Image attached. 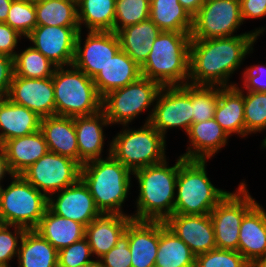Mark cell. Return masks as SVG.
Returning a JSON list of instances; mask_svg holds the SVG:
<instances>
[{
  "instance_id": "6da1fadb",
  "label": "cell",
  "mask_w": 266,
  "mask_h": 267,
  "mask_svg": "<svg viewBox=\"0 0 266 267\" xmlns=\"http://www.w3.org/2000/svg\"><path fill=\"white\" fill-rule=\"evenodd\" d=\"M257 35L191 39L189 84L231 87L230 79L246 55L253 53ZM232 74V75H231ZM231 76V77H230ZM230 82V83H229Z\"/></svg>"
},
{
  "instance_id": "7a4b0ae2",
  "label": "cell",
  "mask_w": 266,
  "mask_h": 267,
  "mask_svg": "<svg viewBox=\"0 0 266 267\" xmlns=\"http://www.w3.org/2000/svg\"><path fill=\"white\" fill-rule=\"evenodd\" d=\"M133 176L139 188L136 211L131 215L134 220L165 221L173 215L178 158L173 166L166 159L134 171Z\"/></svg>"
},
{
  "instance_id": "3957f363",
  "label": "cell",
  "mask_w": 266,
  "mask_h": 267,
  "mask_svg": "<svg viewBox=\"0 0 266 267\" xmlns=\"http://www.w3.org/2000/svg\"><path fill=\"white\" fill-rule=\"evenodd\" d=\"M106 158L88 161L81 166V179L88 186L100 213L122 214L131 185V172L111 153V143Z\"/></svg>"
},
{
  "instance_id": "277c9868",
  "label": "cell",
  "mask_w": 266,
  "mask_h": 267,
  "mask_svg": "<svg viewBox=\"0 0 266 267\" xmlns=\"http://www.w3.org/2000/svg\"><path fill=\"white\" fill-rule=\"evenodd\" d=\"M190 41V33L162 31L140 67L141 76L162 87L188 84Z\"/></svg>"
},
{
  "instance_id": "5b68a950",
  "label": "cell",
  "mask_w": 266,
  "mask_h": 267,
  "mask_svg": "<svg viewBox=\"0 0 266 267\" xmlns=\"http://www.w3.org/2000/svg\"><path fill=\"white\" fill-rule=\"evenodd\" d=\"M207 160L178 157L173 214L205 215L228 194L229 191L216 188L207 176Z\"/></svg>"
},
{
  "instance_id": "8992f818",
  "label": "cell",
  "mask_w": 266,
  "mask_h": 267,
  "mask_svg": "<svg viewBox=\"0 0 266 267\" xmlns=\"http://www.w3.org/2000/svg\"><path fill=\"white\" fill-rule=\"evenodd\" d=\"M56 115L89 116L102 110L93 79L73 64L56 67L52 76Z\"/></svg>"
},
{
  "instance_id": "52a82bcc",
  "label": "cell",
  "mask_w": 266,
  "mask_h": 267,
  "mask_svg": "<svg viewBox=\"0 0 266 267\" xmlns=\"http://www.w3.org/2000/svg\"><path fill=\"white\" fill-rule=\"evenodd\" d=\"M111 143V155L131 172L164 162L166 138L150 123L140 128L123 125Z\"/></svg>"
},
{
  "instance_id": "ba28073f",
  "label": "cell",
  "mask_w": 266,
  "mask_h": 267,
  "mask_svg": "<svg viewBox=\"0 0 266 267\" xmlns=\"http://www.w3.org/2000/svg\"><path fill=\"white\" fill-rule=\"evenodd\" d=\"M1 188L0 216L4 224L35 229L48 208V198L22 175H12Z\"/></svg>"
},
{
  "instance_id": "9c48e42d",
  "label": "cell",
  "mask_w": 266,
  "mask_h": 267,
  "mask_svg": "<svg viewBox=\"0 0 266 267\" xmlns=\"http://www.w3.org/2000/svg\"><path fill=\"white\" fill-rule=\"evenodd\" d=\"M161 88L159 83L141 76L137 81L105 95L102 98V110L111 125L117 123L123 126L129 125L143 112L151 109L145 119V123H150Z\"/></svg>"
},
{
  "instance_id": "30bf717a",
  "label": "cell",
  "mask_w": 266,
  "mask_h": 267,
  "mask_svg": "<svg viewBox=\"0 0 266 267\" xmlns=\"http://www.w3.org/2000/svg\"><path fill=\"white\" fill-rule=\"evenodd\" d=\"M243 25L240 0H205L193 16L191 39H212L236 35H263L265 27L235 34Z\"/></svg>"
},
{
  "instance_id": "8fae6325",
  "label": "cell",
  "mask_w": 266,
  "mask_h": 267,
  "mask_svg": "<svg viewBox=\"0 0 266 267\" xmlns=\"http://www.w3.org/2000/svg\"><path fill=\"white\" fill-rule=\"evenodd\" d=\"M256 203L243 180L235 191L228 192L210 212L217 249L238 251L242 219Z\"/></svg>"
},
{
  "instance_id": "7c38bea8",
  "label": "cell",
  "mask_w": 266,
  "mask_h": 267,
  "mask_svg": "<svg viewBox=\"0 0 266 267\" xmlns=\"http://www.w3.org/2000/svg\"><path fill=\"white\" fill-rule=\"evenodd\" d=\"M21 175L49 198L81 178V165L69 157L48 151Z\"/></svg>"
},
{
  "instance_id": "4fadbf2b",
  "label": "cell",
  "mask_w": 266,
  "mask_h": 267,
  "mask_svg": "<svg viewBox=\"0 0 266 267\" xmlns=\"http://www.w3.org/2000/svg\"><path fill=\"white\" fill-rule=\"evenodd\" d=\"M150 124L165 138L167 130L173 128H182L187 133L193 124L192 84L163 86L157 95Z\"/></svg>"
},
{
  "instance_id": "5bb4252c",
  "label": "cell",
  "mask_w": 266,
  "mask_h": 267,
  "mask_svg": "<svg viewBox=\"0 0 266 267\" xmlns=\"http://www.w3.org/2000/svg\"><path fill=\"white\" fill-rule=\"evenodd\" d=\"M82 34L77 35L73 65L93 79L121 49L120 42L113 31H88L83 43Z\"/></svg>"
},
{
  "instance_id": "9a60e30c",
  "label": "cell",
  "mask_w": 266,
  "mask_h": 267,
  "mask_svg": "<svg viewBox=\"0 0 266 267\" xmlns=\"http://www.w3.org/2000/svg\"><path fill=\"white\" fill-rule=\"evenodd\" d=\"M80 27L37 25L26 37L56 67L73 64Z\"/></svg>"
},
{
  "instance_id": "2e32d148",
  "label": "cell",
  "mask_w": 266,
  "mask_h": 267,
  "mask_svg": "<svg viewBox=\"0 0 266 267\" xmlns=\"http://www.w3.org/2000/svg\"><path fill=\"white\" fill-rule=\"evenodd\" d=\"M7 98L15 104L32 110L41 118L56 115L52 77L13 76Z\"/></svg>"
},
{
  "instance_id": "e0dca14e",
  "label": "cell",
  "mask_w": 266,
  "mask_h": 267,
  "mask_svg": "<svg viewBox=\"0 0 266 267\" xmlns=\"http://www.w3.org/2000/svg\"><path fill=\"white\" fill-rule=\"evenodd\" d=\"M48 208L56 215L79 222L85 227L101 214L88 186L81 178L75 184L51 195L48 198Z\"/></svg>"
},
{
  "instance_id": "ac0fdd59",
  "label": "cell",
  "mask_w": 266,
  "mask_h": 267,
  "mask_svg": "<svg viewBox=\"0 0 266 267\" xmlns=\"http://www.w3.org/2000/svg\"><path fill=\"white\" fill-rule=\"evenodd\" d=\"M164 223L187 244L195 256L217 248L210 214H173Z\"/></svg>"
},
{
  "instance_id": "d6986e66",
  "label": "cell",
  "mask_w": 266,
  "mask_h": 267,
  "mask_svg": "<svg viewBox=\"0 0 266 267\" xmlns=\"http://www.w3.org/2000/svg\"><path fill=\"white\" fill-rule=\"evenodd\" d=\"M125 233L129 239L132 267H155L159 245V221L132 219Z\"/></svg>"
},
{
  "instance_id": "ffe728a7",
  "label": "cell",
  "mask_w": 266,
  "mask_h": 267,
  "mask_svg": "<svg viewBox=\"0 0 266 267\" xmlns=\"http://www.w3.org/2000/svg\"><path fill=\"white\" fill-rule=\"evenodd\" d=\"M189 146L181 156L190 160H207L225 147L230 138L220 124L213 118L193 123L188 132Z\"/></svg>"
},
{
  "instance_id": "44dd1931",
  "label": "cell",
  "mask_w": 266,
  "mask_h": 267,
  "mask_svg": "<svg viewBox=\"0 0 266 267\" xmlns=\"http://www.w3.org/2000/svg\"><path fill=\"white\" fill-rule=\"evenodd\" d=\"M74 125L79 149V164L100 159L103 156L104 127H108L109 120L103 110L89 116L74 117Z\"/></svg>"
},
{
  "instance_id": "7402d4cb",
  "label": "cell",
  "mask_w": 266,
  "mask_h": 267,
  "mask_svg": "<svg viewBox=\"0 0 266 267\" xmlns=\"http://www.w3.org/2000/svg\"><path fill=\"white\" fill-rule=\"evenodd\" d=\"M238 252L251 265L266 255V211L258 202L242 219Z\"/></svg>"
},
{
  "instance_id": "603a6c76",
  "label": "cell",
  "mask_w": 266,
  "mask_h": 267,
  "mask_svg": "<svg viewBox=\"0 0 266 267\" xmlns=\"http://www.w3.org/2000/svg\"><path fill=\"white\" fill-rule=\"evenodd\" d=\"M132 219L131 215L101 213L86 226L85 238L97 260L115 246Z\"/></svg>"
},
{
  "instance_id": "cb8c5ba5",
  "label": "cell",
  "mask_w": 266,
  "mask_h": 267,
  "mask_svg": "<svg viewBox=\"0 0 266 267\" xmlns=\"http://www.w3.org/2000/svg\"><path fill=\"white\" fill-rule=\"evenodd\" d=\"M141 77L140 66L123 50H119L93 78L101 98L109 92L137 81Z\"/></svg>"
},
{
  "instance_id": "d4e9b609",
  "label": "cell",
  "mask_w": 266,
  "mask_h": 267,
  "mask_svg": "<svg viewBox=\"0 0 266 267\" xmlns=\"http://www.w3.org/2000/svg\"><path fill=\"white\" fill-rule=\"evenodd\" d=\"M1 147L4 150L6 160L13 175H21L49 151L40 130L7 140Z\"/></svg>"
},
{
  "instance_id": "484cf974",
  "label": "cell",
  "mask_w": 266,
  "mask_h": 267,
  "mask_svg": "<svg viewBox=\"0 0 266 267\" xmlns=\"http://www.w3.org/2000/svg\"><path fill=\"white\" fill-rule=\"evenodd\" d=\"M40 131L50 152L69 157L79 163L74 117L54 115L41 118Z\"/></svg>"
},
{
  "instance_id": "4316f807",
  "label": "cell",
  "mask_w": 266,
  "mask_h": 267,
  "mask_svg": "<svg viewBox=\"0 0 266 267\" xmlns=\"http://www.w3.org/2000/svg\"><path fill=\"white\" fill-rule=\"evenodd\" d=\"M41 117L35 112L0 98V146L7 140L22 137L40 130Z\"/></svg>"
},
{
  "instance_id": "83f0119b",
  "label": "cell",
  "mask_w": 266,
  "mask_h": 267,
  "mask_svg": "<svg viewBox=\"0 0 266 267\" xmlns=\"http://www.w3.org/2000/svg\"><path fill=\"white\" fill-rule=\"evenodd\" d=\"M214 119L229 137L233 136L232 134L245 137L244 95L237 86H219Z\"/></svg>"
},
{
  "instance_id": "f1b7e54d",
  "label": "cell",
  "mask_w": 266,
  "mask_h": 267,
  "mask_svg": "<svg viewBox=\"0 0 266 267\" xmlns=\"http://www.w3.org/2000/svg\"><path fill=\"white\" fill-rule=\"evenodd\" d=\"M162 30L149 18L135 25H130L116 34L121 50L127 53L140 67L147 60L155 38Z\"/></svg>"
},
{
  "instance_id": "f546056e",
  "label": "cell",
  "mask_w": 266,
  "mask_h": 267,
  "mask_svg": "<svg viewBox=\"0 0 266 267\" xmlns=\"http://www.w3.org/2000/svg\"><path fill=\"white\" fill-rule=\"evenodd\" d=\"M34 230L60 251L83 239L86 227L79 222L58 216L47 208Z\"/></svg>"
},
{
  "instance_id": "4dcf8cb0",
  "label": "cell",
  "mask_w": 266,
  "mask_h": 267,
  "mask_svg": "<svg viewBox=\"0 0 266 267\" xmlns=\"http://www.w3.org/2000/svg\"><path fill=\"white\" fill-rule=\"evenodd\" d=\"M17 260L18 267H58V250L34 229L26 230Z\"/></svg>"
},
{
  "instance_id": "1f68e13d",
  "label": "cell",
  "mask_w": 266,
  "mask_h": 267,
  "mask_svg": "<svg viewBox=\"0 0 266 267\" xmlns=\"http://www.w3.org/2000/svg\"><path fill=\"white\" fill-rule=\"evenodd\" d=\"M196 256L187 244L159 221V245L155 267H195Z\"/></svg>"
},
{
  "instance_id": "d6a6232c",
  "label": "cell",
  "mask_w": 266,
  "mask_h": 267,
  "mask_svg": "<svg viewBox=\"0 0 266 267\" xmlns=\"http://www.w3.org/2000/svg\"><path fill=\"white\" fill-rule=\"evenodd\" d=\"M149 18L162 31L191 33L193 17L178 0H150Z\"/></svg>"
},
{
  "instance_id": "836d02e7",
  "label": "cell",
  "mask_w": 266,
  "mask_h": 267,
  "mask_svg": "<svg viewBox=\"0 0 266 267\" xmlns=\"http://www.w3.org/2000/svg\"><path fill=\"white\" fill-rule=\"evenodd\" d=\"M116 0H77V16L80 30L113 31Z\"/></svg>"
},
{
  "instance_id": "e575fe53",
  "label": "cell",
  "mask_w": 266,
  "mask_h": 267,
  "mask_svg": "<svg viewBox=\"0 0 266 267\" xmlns=\"http://www.w3.org/2000/svg\"><path fill=\"white\" fill-rule=\"evenodd\" d=\"M35 10L37 25L79 27L77 0H39Z\"/></svg>"
},
{
  "instance_id": "d590c367",
  "label": "cell",
  "mask_w": 266,
  "mask_h": 267,
  "mask_svg": "<svg viewBox=\"0 0 266 267\" xmlns=\"http://www.w3.org/2000/svg\"><path fill=\"white\" fill-rule=\"evenodd\" d=\"M55 68L49 59L32 46L17 51L14 57V76L48 78L53 76Z\"/></svg>"
},
{
  "instance_id": "8d00e7d4",
  "label": "cell",
  "mask_w": 266,
  "mask_h": 267,
  "mask_svg": "<svg viewBox=\"0 0 266 267\" xmlns=\"http://www.w3.org/2000/svg\"><path fill=\"white\" fill-rule=\"evenodd\" d=\"M240 91L244 95L245 136L265 131L266 92Z\"/></svg>"
},
{
  "instance_id": "74e56055",
  "label": "cell",
  "mask_w": 266,
  "mask_h": 267,
  "mask_svg": "<svg viewBox=\"0 0 266 267\" xmlns=\"http://www.w3.org/2000/svg\"><path fill=\"white\" fill-rule=\"evenodd\" d=\"M114 32L149 19L150 0H116Z\"/></svg>"
},
{
  "instance_id": "f35d334b",
  "label": "cell",
  "mask_w": 266,
  "mask_h": 267,
  "mask_svg": "<svg viewBox=\"0 0 266 267\" xmlns=\"http://www.w3.org/2000/svg\"><path fill=\"white\" fill-rule=\"evenodd\" d=\"M218 96L219 86L192 85L193 123L214 118Z\"/></svg>"
},
{
  "instance_id": "ab89813d",
  "label": "cell",
  "mask_w": 266,
  "mask_h": 267,
  "mask_svg": "<svg viewBox=\"0 0 266 267\" xmlns=\"http://www.w3.org/2000/svg\"><path fill=\"white\" fill-rule=\"evenodd\" d=\"M5 23L26 39L37 26L35 2L13 0Z\"/></svg>"
},
{
  "instance_id": "60d3db41",
  "label": "cell",
  "mask_w": 266,
  "mask_h": 267,
  "mask_svg": "<svg viewBox=\"0 0 266 267\" xmlns=\"http://www.w3.org/2000/svg\"><path fill=\"white\" fill-rule=\"evenodd\" d=\"M195 267H251L235 250L214 249L196 256Z\"/></svg>"
},
{
  "instance_id": "b9f144b4",
  "label": "cell",
  "mask_w": 266,
  "mask_h": 267,
  "mask_svg": "<svg viewBox=\"0 0 266 267\" xmlns=\"http://www.w3.org/2000/svg\"><path fill=\"white\" fill-rule=\"evenodd\" d=\"M25 231V228L15 225L3 224L0 227V266L12 267L10 262L13 261V257L18 256L19 245Z\"/></svg>"
},
{
  "instance_id": "7bdbcfd3",
  "label": "cell",
  "mask_w": 266,
  "mask_h": 267,
  "mask_svg": "<svg viewBox=\"0 0 266 267\" xmlns=\"http://www.w3.org/2000/svg\"><path fill=\"white\" fill-rule=\"evenodd\" d=\"M93 254L91 247L87 239H83L71 244L70 246L58 251V267H75L83 264H89L92 262H98L93 260Z\"/></svg>"
},
{
  "instance_id": "ee69618b",
  "label": "cell",
  "mask_w": 266,
  "mask_h": 267,
  "mask_svg": "<svg viewBox=\"0 0 266 267\" xmlns=\"http://www.w3.org/2000/svg\"><path fill=\"white\" fill-rule=\"evenodd\" d=\"M97 261L99 267H132L128 235L124 232L115 246Z\"/></svg>"
},
{
  "instance_id": "f6af8a7d",
  "label": "cell",
  "mask_w": 266,
  "mask_h": 267,
  "mask_svg": "<svg viewBox=\"0 0 266 267\" xmlns=\"http://www.w3.org/2000/svg\"><path fill=\"white\" fill-rule=\"evenodd\" d=\"M245 69L242 73V87H238V83L235 86L239 90L266 92V65L254 64Z\"/></svg>"
},
{
  "instance_id": "bcb514c9",
  "label": "cell",
  "mask_w": 266,
  "mask_h": 267,
  "mask_svg": "<svg viewBox=\"0 0 266 267\" xmlns=\"http://www.w3.org/2000/svg\"><path fill=\"white\" fill-rule=\"evenodd\" d=\"M21 38L25 37L5 22H0V54L14 58L16 55L15 49H18V42Z\"/></svg>"
},
{
  "instance_id": "7dc6e473",
  "label": "cell",
  "mask_w": 266,
  "mask_h": 267,
  "mask_svg": "<svg viewBox=\"0 0 266 267\" xmlns=\"http://www.w3.org/2000/svg\"><path fill=\"white\" fill-rule=\"evenodd\" d=\"M14 76V58L0 54V98L7 97Z\"/></svg>"
},
{
  "instance_id": "c3c4849f",
  "label": "cell",
  "mask_w": 266,
  "mask_h": 267,
  "mask_svg": "<svg viewBox=\"0 0 266 267\" xmlns=\"http://www.w3.org/2000/svg\"><path fill=\"white\" fill-rule=\"evenodd\" d=\"M240 9L243 22L247 19L266 17V0H240Z\"/></svg>"
},
{
  "instance_id": "681fc988",
  "label": "cell",
  "mask_w": 266,
  "mask_h": 267,
  "mask_svg": "<svg viewBox=\"0 0 266 267\" xmlns=\"http://www.w3.org/2000/svg\"><path fill=\"white\" fill-rule=\"evenodd\" d=\"M178 2L193 17L199 11L205 0H178Z\"/></svg>"
},
{
  "instance_id": "f907efd6",
  "label": "cell",
  "mask_w": 266,
  "mask_h": 267,
  "mask_svg": "<svg viewBox=\"0 0 266 267\" xmlns=\"http://www.w3.org/2000/svg\"><path fill=\"white\" fill-rule=\"evenodd\" d=\"M7 175L11 177L13 173L9 168L4 150L0 146V183L3 181V178L6 177Z\"/></svg>"
},
{
  "instance_id": "816d5d0a",
  "label": "cell",
  "mask_w": 266,
  "mask_h": 267,
  "mask_svg": "<svg viewBox=\"0 0 266 267\" xmlns=\"http://www.w3.org/2000/svg\"><path fill=\"white\" fill-rule=\"evenodd\" d=\"M13 0H0V22H6Z\"/></svg>"
},
{
  "instance_id": "f5cc1de1",
  "label": "cell",
  "mask_w": 266,
  "mask_h": 267,
  "mask_svg": "<svg viewBox=\"0 0 266 267\" xmlns=\"http://www.w3.org/2000/svg\"><path fill=\"white\" fill-rule=\"evenodd\" d=\"M251 267H266V255L260 257Z\"/></svg>"
},
{
  "instance_id": "db71d44e",
  "label": "cell",
  "mask_w": 266,
  "mask_h": 267,
  "mask_svg": "<svg viewBox=\"0 0 266 267\" xmlns=\"http://www.w3.org/2000/svg\"><path fill=\"white\" fill-rule=\"evenodd\" d=\"M75 267H98V262H92L89 264H83V265H79V266H75Z\"/></svg>"
},
{
  "instance_id": "11a10c76",
  "label": "cell",
  "mask_w": 266,
  "mask_h": 267,
  "mask_svg": "<svg viewBox=\"0 0 266 267\" xmlns=\"http://www.w3.org/2000/svg\"><path fill=\"white\" fill-rule=\"evenodd\" d=\"M261 144V147L266 149V137L263 139Z\"/></svg>"
},
{
  "instance_id": "9f6ffc18",
  "label": "cell",
  "mask_w": 266,
  "mask_h": 267,
  "mask_svg": "<svg viewBox=\"0 0 266 267\" xmlns=\"http://www.w3.org/2000/svg\"><path fill=\"white\" fill-rule=\"evenodd\" d=\"M3 224H4V223H3L2 218H1V216H0V227H1Z\"/></svg>"
}]
</instances>
